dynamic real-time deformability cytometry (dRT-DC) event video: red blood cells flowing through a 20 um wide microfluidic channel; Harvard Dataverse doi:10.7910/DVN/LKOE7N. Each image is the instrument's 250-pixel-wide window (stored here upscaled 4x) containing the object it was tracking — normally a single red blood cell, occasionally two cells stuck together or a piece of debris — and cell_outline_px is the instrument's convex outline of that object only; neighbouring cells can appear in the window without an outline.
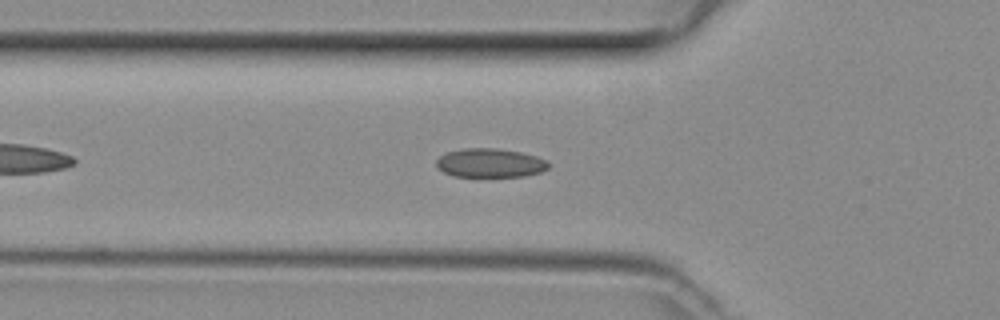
{"species": "common noctule bat (a hibernating species)", "species_latin": "Nyctalus noctula", "temperature_condition": "room temperature", "stored_images_in_passage": 33, "camera_frame_rate_fps": 3000, "um_per_image_px": 0.085, "animal": {"sex": "female", "body_mass_g": 29.2, "forearm_length_mm": 56.3}, "frame": {"image": 1, "passage_image": 8, "time_ms": 2.333, "image_size_px": [1000, 320], "cell_outline_px": [[548, 168], [540, 172], [524, 176], [452, 176], [444, 172], [436, 164], [436, 160], [440, 156], [448, 152], [464, 148], [496, 148], [520, 152], [536, 156], [548, 160]], "centroid_in_image_um": [41.67, 13.84], "position_along_channel_um": 84.1, "area_um2": 18.73}}
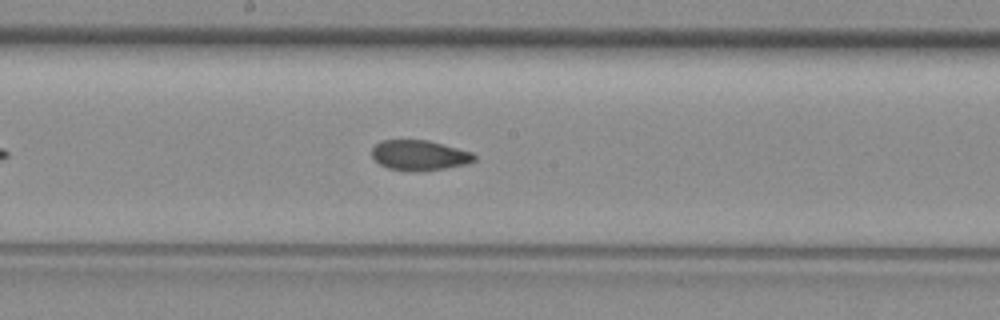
{"frame": {"image": 2, "passage_image": 17, "time_ms": 5.333, "image_size_px": [1000, 320], "cell_outline_px": [[476, 160], [468, 164], [444, 168], [388, 168], [380, 164], [372, 156], [372, 148], [380, 140], [428, 140], [472, 152], [476, 156]], "centroid_in_image_um": [35.67, 13.14], "position_along_channel_um": 212.5, "area_um2": 17.22}}
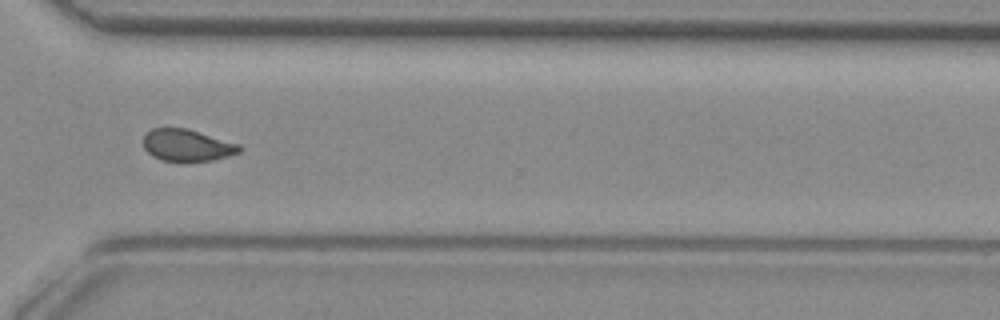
{"frame": {"image": 3, "passage_image": 27, "time_ms": 8.667, "image_size_px": [1000, 320], "cell_outline_px": [[244, 148], [240, 152], [228, 156], [212, 160], [160, 160], [152, 156], [144, 148], [144, 136], [152, 128], [184, 128], [240, 144]], "centroid_in_image_um": [15.92, 12.34], "position_along_channel_um": 354.7, "area_um2": 17.51}}